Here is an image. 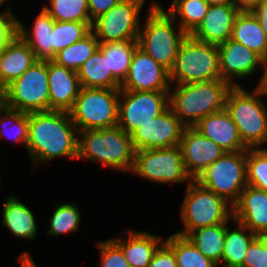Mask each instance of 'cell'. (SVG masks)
I'll use <instances>...</instances> for the list:
<instances>
[{"mask_svg":"<svg viewBox=\"0 0 267 267\" xmlns=\"http://www.w3.org/2000/svg\"><path fill=\"white\" fill-rule=\"evenodd\" d=\"M29 158L35 165L55 158L77 159L78 130L69 112L44 111L29 113V132L26 145Z\"/></svg>","mask_w":267,"mask_h":267,"instance_id":"cell-1","label":"cell"},{"mask_svg":"<svg viewBox=\"0 0 267 267\" xmlns=\"http://www.w3.org/2000/svg\"><path fill=\"white\" fill-rule=\"evenodd\" d=\"M233 86L222 79L175 84L169 90V107L186 127L225 109L226 98Z\"/></svg>","mask_w":267,"mask_h":267,"instance_id":"cell-2","label":"cell"},{"mask_svg":"<svg viewBox=\"0 0 267 267\" xmlns=\"http://www.w3.org/2000/svg\"><path fill=\"white\" fill-rule=\"evenodd\" d=\"M135 152L131 135L118 125L78 132V160L86 159L126 173L133 169Z\"/></svg>","mask_w":267,"mask_h":267,"instance_id":"cell-3","label":"cell"},{"mask_svg":"<svg viewBox=\"0 0 267 267\" xmlns=\"http://www.w3.org/2000/svg\"><path fill=\"white\" fill-rule=\"evenodd\" d=\"M148 14L139 31L138 47L170 72L188 34L160 4L152 3Z\"/></svg>","mask_w":267,"mask_h":267,"instance_id":"cell-4","label":"cell"},{"mask_svg":"<svg viewBox=\"0 0 267 267\" xmlns=\"http://www.w3.org/2000/svg\"><path fill=\"white\" fill-rule=\"evenodd\" d=\"M262 96L267 95L258 86L249 93L240 84L233 86L226 98L225 109L248 148L267 145V105L260 99Z\"/></svg>","mask_w":267,"mask_h":267,"instance_id":"cell-5","label":"cell"},{"mask_svg":"<svg viewBox=\"0 0 267 267\" xmlns=\"http://www.w3.org/2000/svg\"><path fill=\"white\" fill-rule=\"evenodd\" d=\"M170 83H197L221 79L218 45L187 35L169 72Z\"/></svg>","mask_w":267,"mask_h":267,"instance_id":"cell-6","label":"cell"},{"mask_svg":"<svg viewBox=\"0 0 267 267\" xmlns=\"http://www.w3.org/2000/svg\"><path fill=\"white\" fill-rule=\"evenodd\" d=\"M180 212L184 230L176 234L185 237L198 228L233 220V206L195 180L187 183L186 195Z\"/></svg>","mask_w":267,"mask_h":267,"instance_id":"cell-7","label":"cell"},{"mask_svg":"<svg viewBox=\"0 0 267 267\" xmlns=\"http://www.w3.org/2000/svg\"><path fill=\"white\" fill-rule=\"evenodd\" d=\"M120 89L81 87L72 109L71 120L78 132L99 130L118 124Z\"/></svg>","mask_w":267,"mask_h":267,"instance_id":"cell-8","label":"cell"},{"mask_svg":"<svg viewBox=\"0 0 267 267\" xmlns=\"http://www.w3.org/2000/svg\"><path fill=\"white\" fill-rule=\"evenodd\" d=\"M0 101L27 114L49 111L48 60H38L7 85Z\"/></svg>","mask_w":267,"mask_h":267,"instance_id":"cell-9","label":"cell"},{"mask_svg":"<svg viewBox=\"0 0 267 267\" xmlns=\"http://www.w3.org/2000/svg\"><path fill=\"white\" fill-rule=\"evenodd\" d=\"M195 181L233 206L248 185L246 150L225 152L218 160L209 165Z\"/></svg>","mask_w":267,"mask_h":267,"instance_id":"cell-10","label":"cell"},{"mask_svg":"<svg viewBox=\"0 0 267 267\" xmlns=\"http://www.w3.org/2000/svg\"><path fill=\"white\" fill-rule=\"evenodd\" d=\"M132 172L139 178L162 184L192 181L185 170L179 145L136 150Z\"/></svg>","mask_w":267,"mask_h":267,"instance_id":"cell-11","label":"cell"},{"mask_svg":"<svg viewBox=\"0 0 267 267\" xmlns=\"http://www.w3.org/2000/svg\"><path fill=\"white\" fill-rule=\"evenodd\" d=\"M146 0H121L92 21L91 32L99 43L137 41L140 31L139 14Z\"/></svg>","mask_w":267,"mask_h":267,"instance_id":"cell-12","label":"cell"},{"mask_svg":"<svg viewBox=\"0 0 267 267\" xmlns=\"http://www.w3.org/2000/svg\"><path fill=\"white\" fill-rule=\"evenodd\" d=\"M168 107L169 91L120 90L117 125L131 135Z\"/></svg>","mask_w":267,"mask_h":267,"instance_id":"cell-13","label":"cell"},{"mask_svg":"<svg viewBox=\"0 0 267 267\" xmlns=\"http://www.w3.org/2000/svg\"><path fill=\"white\" fill-rule=\"evenodd\" d=\"M186 126L168 107L163 113L131 134L135 150L168 148L179 145Z\"/></svg>","mask_w":267,"mask_h":267,"instance_id":"cell-14","label":"cell"},{"mask_svg":"<svg viewBox=\"0 0 267 267\" xmlns=\"http://www.w3.org/2000/svg\"><path fill=\"white\" fill-rule=\"evenodd\" d=\"M171 86L169 71L137 47L120 90L169 91Z\"/></svg>","mask_w":267,"mask_h":267,"instance_id":"cell-15","label":"cell"},{"mask_svg":"<svg viewBox=\"0 0 267 267\" xmlns=\"http://www.w3.org/2000/svg\"><path fill=\"white\" fill-rule=\"evenodd\" d=\"M179 147L185 170L192 180H196L209 165L225 153L214 141L203 136L194 127L184 128Z\"/></svg>","mask_w":267,"mask_h":267,"instance_id":"cell-16","label":"cell"},{"mask_svg":"<svg viewBox=\"0 0 267 267\" xmlns=\"http://www.w3.org/2000/svg\"><path fill=\"white\" fill-rule=\"evenodd\" d=\"M218 50L221 79L232 86H239L235 79L248 78L258 66L263 69L264 60L258 54L232 39L219 44Z\"/></svg>","mask_w":267,"mask_h":267,"instance_id":"cell-17","label":"cell"},{"mask_svg":"<svg viewBox=\"0 0 267 267\" xmlns=\"http://www.w3.org/2000/svg\"><path fill=\"white\" fill-rule=\"evenodd\" d=\"M239 13L233 3L210 5L203 21L190 35L201 42L219 45L231 39Z\"/></svg>","mask_w":267,"mask_h":267,"instance_id":"cell-18","label":"cell"},{"mask_svg":"<svg viewBox=\"0 0 267 267\" xmlns=\"http://www.w3.org/2000/svg\"><path fill=\"white\" fill-rule=\"evenodd\" d=\"M233 220L257 236L267 233V191L247 185L233 205Z\"/></svg>","mask_w":267,"mask_h":267,"instance_id":"cell-19","label":"cell"},{"mask_svg":"<svg viewBox=\"0 0 267 267\" xmlns=\"http://www.w3.org/2000/svg\"><path fill=\"white\" fill-rule=\"evenodd\" d=\"M49 111L69 112L81 90L77 72L48 60Z\"/></svg>","mask_w":267,"mask_h":267,"instance_id":"cell-20","label":"cell"},{"mask_svg":"<svg viewBox=\"0 0 267 267\" xmlns=\"http://www.w3.org/2000/svg\"><path fill=\"white\" fill-rule=\"evenodd\" d=\"M193 127L203 136L214 141L225 152L248 149L242 142L238 128L226 109L205 116Z\"/></svg>","mask_w":267,"mask_h":267,"instance_id":"cell-21","label":"cell"},{"mask_svg":"<svg viewBox=\"0 0 267 267\" xmlns=\"http://www.w3.org/2000/svg\"><path fill=\"white\" fill-rule=\"evenodd\" d=\"M128 233V234H127ZM126 237H114L111 240L122 250L131 267H148L158 247L164 242L162 237L148 232L122 230ZM127 234V235H126Z\"/></svg>","mask_w":267,"mask_h":267,"instance_id":"cell-22","label":"cell"},{"mask_svg":"<svg viewBox=\"0 0 267 267\" xmlns=\"http://www.w3.org/2000/svg\"><path fill=\"white\" fill-rule=\"evenodd\" d=\"M37 61L34 52L20 36L5 46L0 61V95L7 85L19 78Z\"/></svg>","mask_w":267,"mask_h":267,"instance_id":"cell-23","label":"cell"},{"mask_svg":"<svg viewBox=\"0 0 267 267\" xmlns=\"http://www.w3.org/2000/svg\"><path fill=\"white\" fill-rule=\"evenodd\" d=\"M3 226L19 239L33 240L37 235L34 213L16 196H7L2 208Z\"/></svg>","mask_w":267,"mask_h":267,"instance_id":"cell-24","label":"cell"},{"mask_svg":"<svg viewBox=\"0 0 267 267\" xmlns=\"http://www.w3.org/2000/svg\"><path fill=\"white\" fill-rule=\"evenodd\" d=\"M55 20L42 8L32 31L19 21V36L29 45L38 60H52V33Z\"/></svg>","mask_w":267,"mask_h":267,"instance_id":"cell-25","label":"cell"},{"mask_svg":"<svg viewBox=\"0 0 267 267\" xmlns=\"http://www.w3.org/2000/svg\"><path fill=\"white\" fill-rule=\"evenodd\" d=\"M231 39L267 58V37L252 12H240L234 22Z\"/></svg>","mask_w":267,"mask_h":267,"instance_id":"cell-26","label":"cell"},{"mask_svg":"<svg viewBox=\"0 0 267 267\" xmlns=\"http://www.w3.org/2000/svg\"><path fill=\"white\" fill-rule=\"evenodd\" d=\"M81 87L120 89L121 82L108 69L107 59L98 49L77 71Z\"/></svg>","mask_w":267,"mask_h":267,"instance_id":"cell-27","label":"cell"},{"mask_svg":"<svg viewBox=\"0 0 267 267\" xmlns=\"http://www.w3.org/2000/svg\"><path fill=\"white\" fill-rule=\"evenodd\" d=\"M236 228L232 229L226 223L225 243L222 255L224 267H243V259L250 243L257 237L246 226L233 220ZM248 232V233H247Z\"/></svg>","mask_w":267,"mask_h":267,"instance_id":"cell-28","label":"cell"},{"mask_svg":"<svg viewBox=\"0 0 267 267\" xmlns=\"http://www.w3.org/2000/svg\"><path fill=\"white\" fill-rule=\"evenodd\" d=\"M226 235V223L201 227L191 231L186 237L206 257L216 264L222 262L223 248Z\"/></svg>","mask_w":267,"mask_h":267,"instance_id":"cell-29","label":"cell"},{"mask_svg":"<svg viewBox=\"0 0 267 267\" xmlns=\"http://www.w3.org/2000/svg\"><path fill=\"white\" fill-rule=\"evenodd\" d=\"M138 41L99 43V50L107 59L108 69L122 83L126 78Z\"/></svg>","mask_w":267,"mask_h":267,"instance_id":"cell-30","label":"cell"},{"mask_svg":"<svg viewBox=\"0 0 267 267\" xmlns=\"http://www.w3.org/2000/svg\"><path fill=\"white\" fill-rule=\"evenodd\" d=\"M99 48V41L90 31L81 40L59 51L52 59L59 65L77 72Z\"/></svg>","mask_w":267,"mask_h":267,"instance_id":"cell-31","label":"cell"},{"mask_svg":"<svg viewBox=\"0 0 267 267\" xmlns=\"http://www.w3.org/2000/svg\"><path fill=\"white\" fill-rule=\"evenodd\" d=\"M209 6L206 0H172L166 11L175 19L179 17L177 24L190 35L203 21Z\"/></svg>","mask_w":267,"mask_h":267,"instance_id":"cell-32","label":"cell"},{"mask_svg":"<svg viewBox=\"0 0 267 267\" xmlns=\"http://www.w3.org/2000/svg\"><path fill=\"white\" fill-rule=\"evenodd\" d=\"M165 242L172 248L177 267H220L210 258L204 256L185 236L172 234Z\"/></svg>","mask_w":267,"mask_h":267,"instance_id":"cell-33","label":"cell"},{"mask_svg":"<svg viewBox=\"0 0 267 267\" xmlns=\"http://www.w3.org/2000/svg\"><path fill=\"white\" fill-rule=\"evenodd\" d=\"M28 132L29 114L11 109L0 101V139L5 136L17 143H23L26 147L28 142Z\"/></svg>","mask_w":267,"mask_h":267,"instance_id":"cell-34","label":"cell"},{"mask_svg":"<svg viewBox=\"0 0 267 267\" xmlns=\"http://www.w3.org/2000/svg\"><path fill=\"white\" fill-rule=\"evenodd\" d=\"M49 6L43 8L55 21H73L86 23L90 28L88 0H49Z\"/></svg>","mask_w":267,"mask_h":267,"instance_id":"cell-35","label":"cell"},{"mask_svg":"<svg viewBox=\"0 0 267 267\" xmlns=\"http://www.w3.org/2000/svg\"><path fill=\"white\" fill-rule=\"evenodd\" d=\"M91 28L86 23L55 21L52 33V59L62 49L85 37Z\"/></svg>","mask_w":267,"mask_h":267,"instance_id":"cell-36","label":"cell"},{"mask_svg":"<svg viewBox=\"0 0 267 267\" xmlns=\"http://www.w3.org/2000/svg\"><path fill=\"white\" fill-rule=\"evenodd\" d=\"M73 203L56 204L51 218L47 235L58 236L69 232H76L82 221L81 213Z\"/></svg>","mask_w":267,"mask_h":267,"instance_id":"cell-37","label":"cell"},{"mask_svg":"<svg viewBox=\"0 0 267 267\" xmlns=\"http://www.w3.org/2000/svg\"><path fill=\"white\" fill-rule=\"evenodd\" d=\"M247 184L267 191V148L246 150Z\"/></svg>","mask_w":267,"mask_h":267,"instance_id":"cell-38","label":"cell"},{"mask_svg":"<svg viewBox=\"0 0 267 267\" xmlns=\"http://www.w3.org/2000/svg\"><path fill=\"white\" fill-rule=\"evenodd\" d=\"M96 245L102 257L98 267H131L122 250L111 239L98 241Z\"/></svg>","mask_w":267,"mask_h":267,"instance_id":"cell-39","label":"cell"},{"mask_svg":"<svg viewBox=\"0 0 267 267\" xmlns=\"http://www.w3.org/2000/svg\"><path fill=\"white\" fill-rule=\"evenodd\" d=\"M243 267H267V237L257 236L249 245Z\"/></svg>","mask_w":267,"mask_h":267,"instance_id":"cell-40","label":"cell"},{"mask_svg":"<svg viewBox=\"0 0 267 267\" xmlns=\"http://www.w3.org/2000/svg\"><path fill=\"white\" fill-rule=\"evenodd\" d=\"M19 20L9 6L0 13V45L7 46L19 36Z\"/></svg>","mask_w":267,"mask_h":267,"instance_id":"cell-41","label":"cell"},{"mask_svg":"<svg viewBox=\"0 0 267 267\" xmlns=\"http://www.w3.org/2000/svg\"><path fill=\"white\" fill-rule=\"evenodd\" d=\"M148 267H177L174 252L165 241L154 253Z\"/></svg>","mask_w":267,"mask_h":267,"instance_id":"cell-42","label":"cell"},{"mask_svg":"<svg viewBox=\"0 0 267 267\" xmlns=\"http://www.w3.org/2000/svg\"><path fill=\"white\" fill-rule=\"evenodd\" d=\"M121 0H88V8L91 21L106 13Z\"/></svg>","mask_w":267,"mask_h":267,"instance_id":"cell-43","label":"cell"},{"mask_svg":"<svg viewBox=\"0 0 267 267\" xmlns=\"http://www.w3.org/2000/svg\"><path fill=\"white\" fill-rule=\"evenodd\" d=\"M252 13L258 19L263 31L267 37V0H263Z\"/></svg>","mask_w":267,"mask_h":267,"instance_id":"cell-44","label":"cell"},{"mask_svg":"<svg viewBox=\"0 0 267 267\" xmlns=\"http://www.w3.org/2000/svg\"><path fill=\"white\" fill-rule=\"evenodd\" d=\"M263 0H232L240 12H252Z\"/></svg>","mask_w":267,"mask_h":267,"instance_id":"cell-45","label":"cell"},{"mask_svg":"<svg viewBox=\"0 0 267 267\" xmlns=\"http://www.w3.org/2000/svg\"><path fill=\"white\" fill-rule=\"evenodd\" d=\"M20 261V267H38L28 252H22V254L19 256Z\"/></svg>","mask_w":267,"mask_h":267,"instance_id":"cell-46","label":"cell"},{"mask_svg":"<svg viewBox=\"0 0 267 267\" xmlns=\"http://www.w3.org/2000/svg\"><path fill=\"white\" fill-rule=\"evenodd\" d=\"M257 86L267 95V58L264 60L263 75Z\"/></svg>","mask_w":267,"mask_h":267,"instance_id":"cell-47","label":"cell"},{"mask_svg":"<svg viewBox=\"0 0 267 267\" xmlns=\"http://www.w3.org/2000/svg\"><path fill=\"white\" fill-rule=\"evenodd\" d=\"M206 2L209 5H215V4H228L232 3V0H206Z\"/></svg>","mask_w":267,"mask_h":267,"instance_id":"cell-48","label":"cell"},{"mask_svg":"<svg viewBox=\"0 0 267 267\" xmlns=\"http://www.w3.org/2000/svg\"><path fill=\"white\" fill-rule=\"evenodd\" d=\"M4 51H5V46L0 45V61L2 59V56H3Z\"/></svg>","mask_w":267,"mask_h":267,"instance_id":"cell-49","label":"cell"},{"mask_svg":"<svg viewBox=\"0 0 267 267\" xmlns=\"http://www.w3.org/2000/svg\"><path fill=\"white\" fill-rule=\"evenodd\" d=\"M5 1H7V0H0V8L4 4Z\"/></svg>","mask_w":267,"mask_h":267,"instance_id":"cell-50","label":"cell"}]
</instances>
